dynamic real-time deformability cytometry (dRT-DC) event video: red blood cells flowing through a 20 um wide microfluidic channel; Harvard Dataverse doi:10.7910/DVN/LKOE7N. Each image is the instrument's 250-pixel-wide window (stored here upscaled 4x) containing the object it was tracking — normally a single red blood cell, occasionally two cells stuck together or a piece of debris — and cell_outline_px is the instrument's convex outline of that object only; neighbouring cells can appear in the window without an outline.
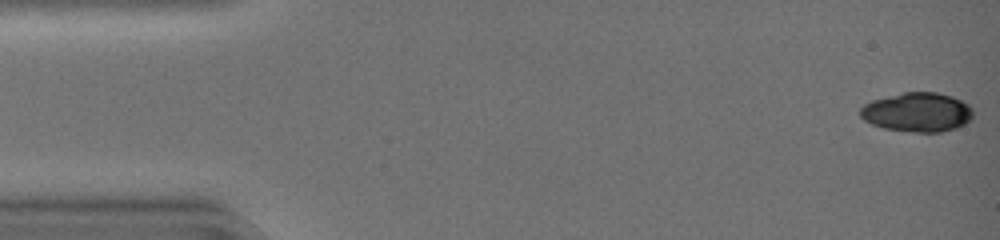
{"species": "common noctule bat (a hibernating species)", "species_latin": "Nyctalus noctula", "temperature_condition": "warm", "stored_images_in_passage": 29, "camera_frame_rate_fps": 3000, "um_per_image_px": 0.085, "animal": {"sex": "female", "body_mass_g": 19.0, "forearm_length_mm": 51.5}, "frame": {"image": 1, "passage_image": 1, "time_ms": 0.0, "image_size_px": [1000, 240], "cell_outline_px": [[972, 116], [964, 124], [956, 128], [940, 132], [916, 132], [884, 128], [872, 124], [864, 120], [860, 116], [860, 108], [864, 104], [872, 100], [904, 92], [936, 92], [952, 96], [968, 104], [972, 108]], "centroid_in_image_um": [77.96, 9.53], "position_along_channel_um": 7.0, "area_um2": 25.66}}
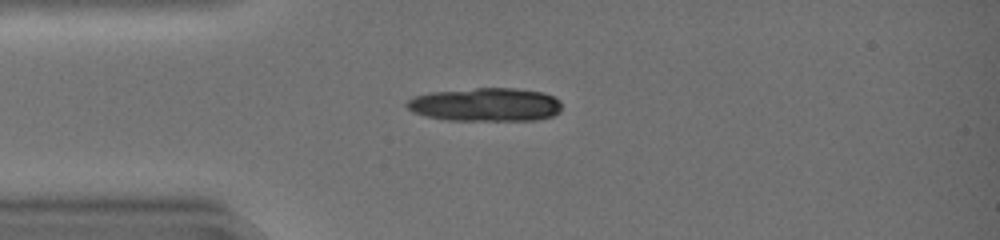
{"frame": {"image": 2, "passage_image": 12, "time_ms": 3.667, "image_size_px": [1000, 240], "cell_outline_px": [[560, 112], [552, 116], [536, 120], [444, 120], [412, 112], [404, 104], [412, 96], [432, 92], [476, 88], [516, 88], [544, 92], [560, 100]], "centroid_in_image_um": [41.27, 8.89], "position_along_channel_um": 43.7, "area_um2": 30.35}}